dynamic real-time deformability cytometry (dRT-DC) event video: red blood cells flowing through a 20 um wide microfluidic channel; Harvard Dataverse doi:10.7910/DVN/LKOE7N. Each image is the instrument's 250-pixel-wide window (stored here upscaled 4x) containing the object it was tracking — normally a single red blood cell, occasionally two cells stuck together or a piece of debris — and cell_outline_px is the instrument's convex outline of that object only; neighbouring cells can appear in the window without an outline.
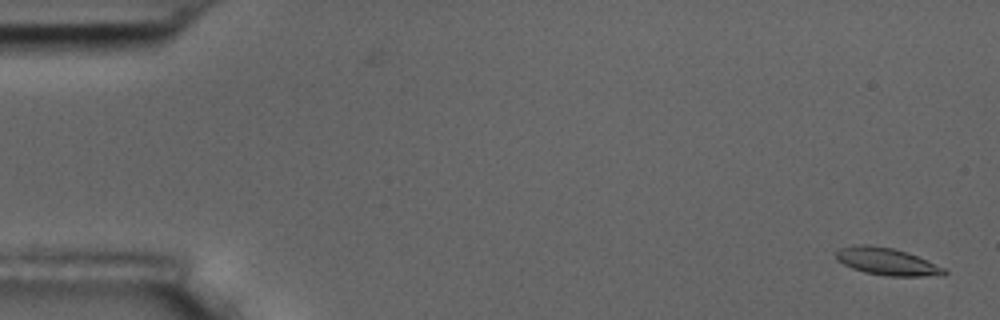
{"species": "common noctule bat (a hibernating species)", "species_latin": "Nyctalus noctula", "temperature_condition": "room temperature", "stored_images_in_passage": 6, "camera_frame_rate_fps": 3000, "um_per_image_px": 0.085, "animal": {"sex": "male", "body_mass_g": 17.5, "forearm_length_mm": 52.3}, "frame": {"image": 1, "passage_image": 1, "time_ms": 0.0, "image_size_px": [1000, 320], "cell_outline_px": [[948, 272], [944, 276], [888, 276], [864, 272], [852, 268], [836, 260], [836, 252], [840, 248], [860, 244], [868, 244], [892, 248], [908, 252], [944, 268]], "centroid_in_image_um": [75.39, 22.23], "position_along_channel_um": 9.6, "area_um2": 17.17}}
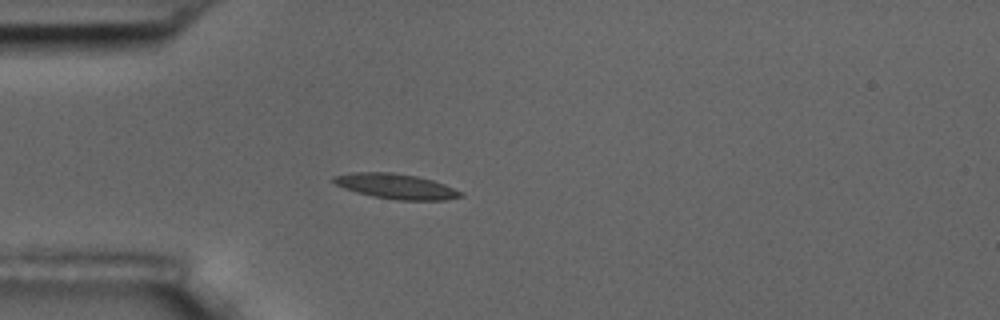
{"frame": {"image": 2, "passage_image": 5, "time_ms": 4.667, "image_size_px": [1000, 320], "cell_outline_px": [[464, 196], [444, 200], [396, 200], [372, 196], [356, 192], [344, 188], [336, 184], [332, 180], [332, 176], [352, 172], [392, 172], [416, 176], [432, 180], [444, 184], [464, 192]], "centroid_in_image_um": [33.67, 15.83], "position_along_channel_um": 51.3, "area_um2": 18.67}}